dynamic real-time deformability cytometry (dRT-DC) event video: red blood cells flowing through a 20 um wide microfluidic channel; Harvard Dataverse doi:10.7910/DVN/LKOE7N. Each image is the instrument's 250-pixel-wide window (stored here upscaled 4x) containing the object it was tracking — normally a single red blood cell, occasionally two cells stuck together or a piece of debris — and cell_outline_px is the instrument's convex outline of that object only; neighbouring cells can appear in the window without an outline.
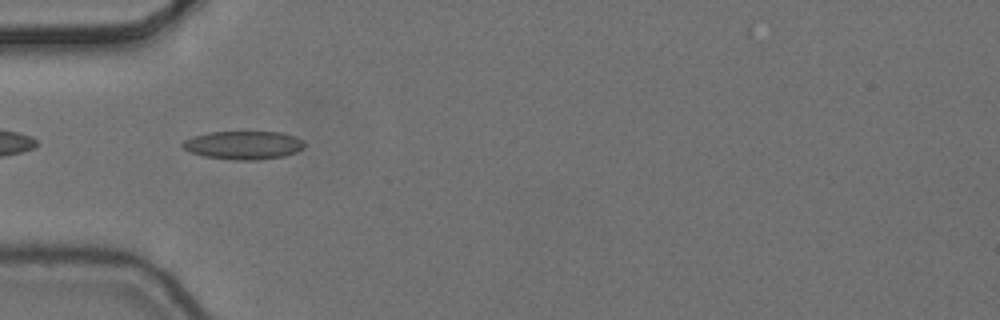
{"species": "common noctule bat (a hibernating species)", "species_latin": "Nyctalus noctula", "temperature_condition": "cold", "stored_images_in_passage": 3, "camera_frame_rate_fps": 3000, "um_per_image_px": 0.085, "animal": {"sex": "female", "body_mass_g": 24.6, "forearm_length_mm": 56.2}, "frame": {"image": 1, "passage_image": 2, "time_ms": 0.333, "image_size_px": [1000, 320], "cell_outline_px": [[304, 148], [296, 152], [284, 156], [260, 160], [232, 160], [204, 156], [188, 152], [180, 144], [184, 140], [192, 136], [208, 132], [280, 132], [296, 136], [304, 140]], "centroid_in_image_um": [20.69, 12.34], "position_along_channel_um": 64.3, "area_um2": 20.4}}
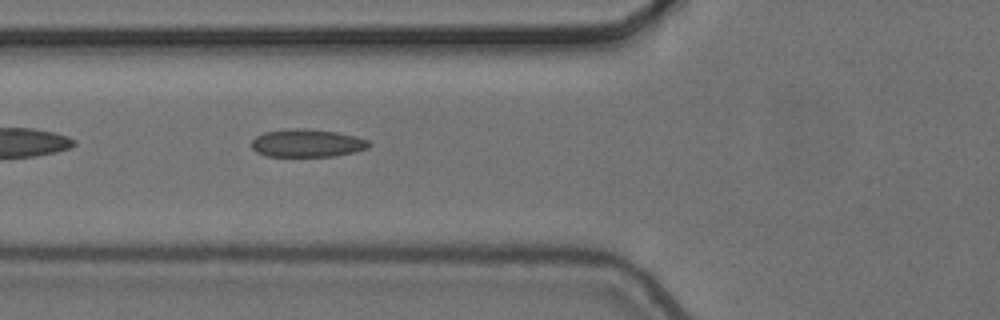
{"frame": {"image": 2, "passage_image": 3, "time_ms": 0.667, "image_size_px": [1000, 320], "cell_outline_px": [[372, 144], [368, 148], [356, 152], [336, 156], [264, 156], [256, 152], [252, 148], [252, 140], [256, 136], [264, 132], [288, 128], [304, 128], [336, 132], [356, 136], [368, 140]], "centroid_in_image_um": [26.11, 12.16], "position_along_channel_um": 99.7, "area_um2": 19.31}}